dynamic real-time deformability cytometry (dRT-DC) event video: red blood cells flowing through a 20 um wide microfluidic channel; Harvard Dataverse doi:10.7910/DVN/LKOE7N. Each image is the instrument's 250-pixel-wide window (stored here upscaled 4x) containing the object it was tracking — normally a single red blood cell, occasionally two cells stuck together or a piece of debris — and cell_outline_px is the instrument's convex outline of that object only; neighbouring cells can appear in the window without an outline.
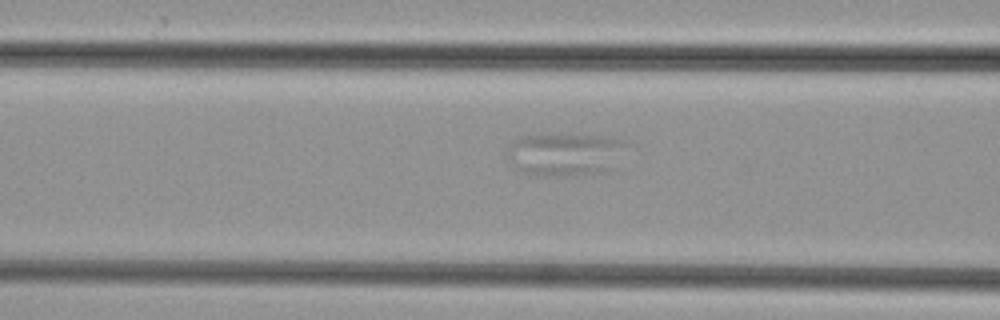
{"species": "common noctule bat (a hibernating species)", "species_latin": "Nyctalus noctula", "temperature_condition": "cold", "stored_images_in_passage": 29, "segment_of_instrument_passage": [1, 2], "camera_frame_rate_fps": 3000, "um_per_image_px": 0.085, "animal": {"sex": "female", "body_mass_g": 29.2, "forearm_length_mm": 56.3}, "frame": {"image": 1, "passage_image": 11, "time_ms": 3.333, "image_size_px": [1000, 320], "cell_outline_px": [[628, 144], [604, 172], [576, 176], [544, 176], [524, 172], [516, 168], [508, 160], [508, 144], [524, 136], [600, 136], [620, 140]], "centroid_in_image_um": [47.95, 13.15], "position_along_channel_um": 118.6, "area_um2": 28.73}}
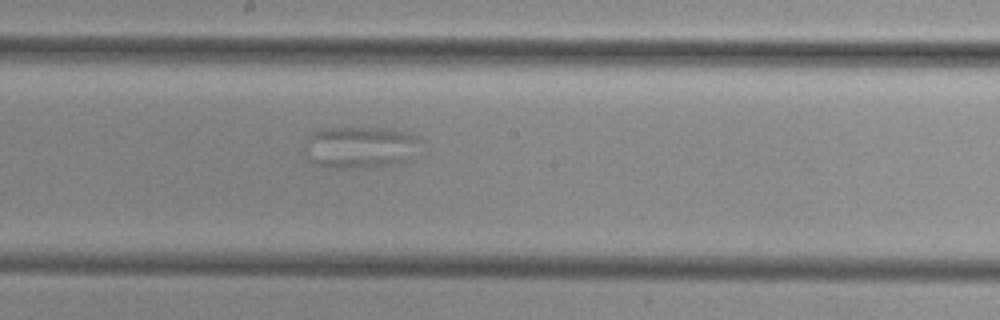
{"frame": {"image": 2, "passage_image": 19, "time_ms": 6.0, "image_size_px": [1000, 320], "cell_outline_px": [[420, 136], [408, 160], [404, 164], [368, 168], [336, 168], [316, 164], [308, 160], [304, 156], [304, 144], [308, 136], [324, 128], [388, 128], [408, 132]], "centroid_in_image_um": [30.57, 12.53], "position_along_channel_um": 217.6, "area_um2": 28.55}}
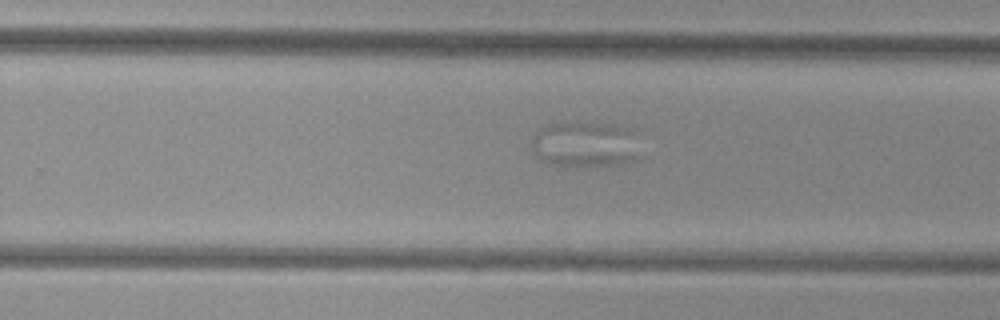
{"frame": {"image": 3, "passage_image": 24, "time_ms": 7.667, "image_size_px": [1000, 320], "cell_outline_px": [[636, 160], [616, 164], [588, 168], [552, 164], [540, 160], [536, 156], [532, 148], [532, 136], [540, 128], [548, 124], [612, 124], [636, 128]], "centroid_in_image_um": [49.74, 12.3], "position_along_channel_um": 280.1, "area_um2": 29.07}}